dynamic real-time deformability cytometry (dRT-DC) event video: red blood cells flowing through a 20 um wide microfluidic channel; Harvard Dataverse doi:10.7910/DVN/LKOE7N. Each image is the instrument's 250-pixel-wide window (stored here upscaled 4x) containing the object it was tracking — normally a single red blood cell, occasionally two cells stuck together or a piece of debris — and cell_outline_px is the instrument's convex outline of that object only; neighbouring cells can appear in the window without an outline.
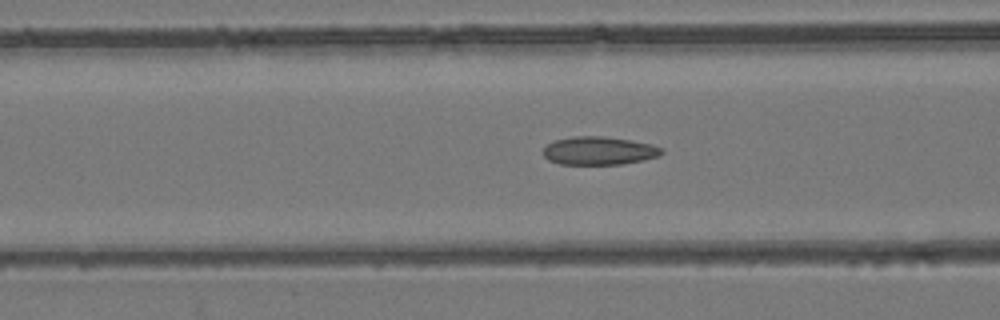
{"species": "common noctule bat (a hibernating species)", "species_latin": "Nyctalus noctula", "temperature_condition": "room temperature", "stored_images_in_passage": 54, "camera_frame_rate_fps": 3000, "um_per_image_px": 0.085, "animal": {"sex": "female", "body_mass_g": 24.6, "forearm_length_mm": 56.2}, "frame": {"image": 1, "passage_image": 22, "time_ms": 7.0, "image_size_px": [1000, 320], "cell_outline_px": [[664, 152], [660, 156], [644, 160], [624, 164], [560, 164], [548, 160], [544, 156], [544, 148], [552, 140], [572, 136], [604, 136], [652, 144], [664, 148]], "centroid_in_image_um": [50.94, 12.81], "position_along_channel_um": 115.7, "area_um2": 19.65}}
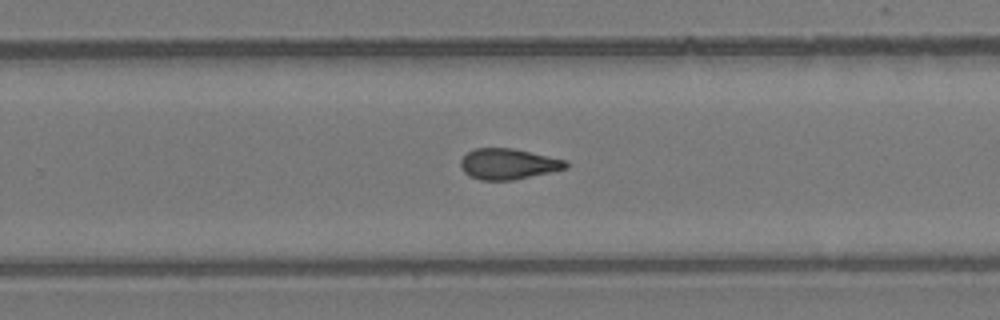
{"frame": {"image": 2, "passage_image": 35, "time_ms": 11.333, "image_size_px": [1000, 320], "cell_outline_px": [[568, 168], [512, 180], [480, 180], [468, 176], [460, 168], [460, 160], [468, 152], [476, 148], [512, 148], [568, 160]], "centroid_in_image_um": [43.18, 13.94], "position_along_channel_um": 286.6, "area_um2": 18.9}}
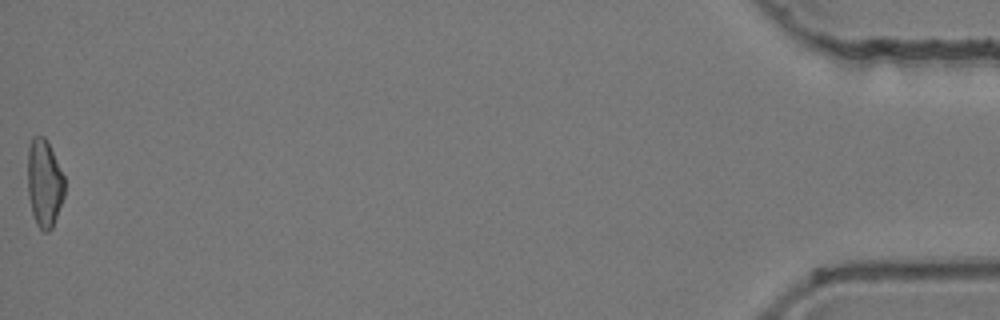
{"frame": {"image": 3, "passage_image": 54, "time_ms": 17.667, "image_size_px": [1000, 320], "cell_outline_px": [[64, 196], [52, 228], [48, 232], [44, 232], [36, 224], [32, 212], [28, 196], [28, 148], [32, 136], [44, 136], [64, 176]], "centroid_in_image_um": [3.76, 15.59], "position_along_channel_um": 431.4, "area_um2": 18.67}, "authors_computed_cell_mechanics": {"area_um2": 19.4208, "velocity_mm_per_s": 3.9472, "shape_relaxation_time_tau1_ms": null, "shape_relaxation_time_tau2_ms": 3.0253, "deformation_change_tau1": null, "deformation_change_tau2": 0.0914}}